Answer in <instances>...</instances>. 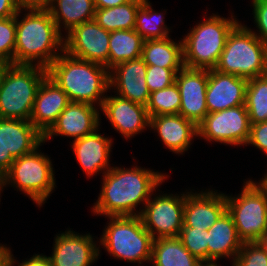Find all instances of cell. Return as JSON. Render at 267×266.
Wrapping results in <instances>:
<instances>
[{
    "label": "cell",
    "instance_id": "1",
    "mask_svg": "<svg viewBox=\"0 0 267 266\" xmlns=\"http://www.w3.org/2000/svg\"><path fill=\"white\" fill-rule=\"evenodd\" d=\"M166 178V174L137 165L130 169L112 167L103 174L102 188L92 212L105 217L137 216V206L145 205Z\"/></svg>",
    "mask_w": 267,
    "mask_h": 266
},
{
    "label": "cell",
    "instance_id": "2",
    "mask_svg": "<svg viewBox=\"0 0 267 266\" xmlns=\"http://www.w3.org/2000/svg\"><path fill=\"white\" fill-rule=\"evenodd\" d=\"M20 13L21 10L16 14L14 65L47 68L64 52L62 32L58 30L48 10H28L21 21Z\"/></svg>",
    "mask_w": 267,
    "mask_h": 266
},
{
    "label": "cell",
    "instance_id": "3",
    "mask_svg": "<svg viewBox=\"0 0 267 266\" xmlns=\"http://www.w3.org/2000/svg\"><path fill=\"white\" fill-rule=\"evenodd\" d=\"M46 69L47 76L67 94L70 102L93 106L98 103L102 107L104 94L110 90L109 70L105 66L74 58L64 51Z\"/></svg>",
    "mask_w": 267,
    "mask_h": 266
},
{
    "label": "cell",
    "instance_id": "4",
    "mask_svg": "<svg viewBox=\"0 0 267 266\" xmlns=\"http://www.w3.org/2000/svg\"><path fill=\"white\" fill-rule=\"evenodd\" d=\"M47 69L37 65L5 64L0 82V118L30 121L37 91Z\"/></svg>",
    "mask_w": 267,
    "mask_h": 266
},
{
    "label": "cell",
    "instance_id": "5",
    "mask_svg": "<svg viewBox=\"0 0 267 266\" xmlns=\"http://www.w3.org/2000/svg\"><path fill=\"white\" fill-rule=\"evenodd\" d=\"M252 31L241 22L232 29L215 70L247 80L267 74V44Z\"/></svg>",
    "mask_w": 267,
    "mask_h": 266
},
{
    "label": "cell",
    "instance_id": "6",
    "mask_svg": "<svg viewBox=\"0 0 267 266\" xmlns=\"http://www.w3.org/2000/svg\"><path fill=\"white\" fill-rule=\"evenodd\" d=\"M192 27L182 39L184 66L198 69H214L225 48L232 29L239 23L234 16L224 18L209 16Z\"/></svg>",
    "mask_w": 267,
    "mask_h": 266
},
{
    "label": "cell",
    "instance_id": "7",
    "mask_svg": "<svg viewBox=\"0 0 267 266\" xmlns=\"http://www.w3.org/2000/svg\"><path fill=\"white\" fill-rule=\"evenodd\" d=\"M100 245L115 259L130 263L150 262L154 238L145 229L140 216L108 217Z\"/></svg>",
    "mask_w": 267,
    "mask_h": 266
},
{
    "label": "cell",
    "instance_id": "8",
    "mask_svg": "<svg viewBox=\"0 0 267 266\" xmlns=\"http://www.w3.org/2000/svg\"><path fill=\"white\" fill-rule=\"evenodd\" d=\"M238 196H226L231 215L243 242L260 241L267 228V183L247 180Z\"/></svg>",
    "mask_w": 267,
    "mask_h": 266
},
{
    "label": "cell",
    "instance_id": "9",
    "mask_svg": "<svg viewBox=\"0 0 267 266\" xmlns=\"http://www.w3.org/2000/svg\"><path fill=\"white\" fill-rule=\"evenodd\" d=\"M38 151L36 148L14 160L1 178V189L11 184L27 194L40 207L55 188L56 179L50 158Z\"/></svg>",
    "mask_w": 267,
    "mask_h": 266
},
{
    "label": "cell",
    "instance_id": "10",
    "mask_svg": "<svg viewBox=\"0 0 267 266\" xmlns=\"http://www.w3.org/2000/svg\"><path fill=\"white\" fill-rule=\"evenodd\" d=\"M185 193L179 196L162 194L148 200L144 208L137 212L145 229L155 239L178 237L182 226Z\"/></svg>",
    "mask_w": 267,
    "mask_h": 266
},
{
    "label": "cell",
    "instance_id": "11",
    "mask_svg": "<svg viewBox=\"0 0 267 266\" xmlns=\"http://www.w3.org/2000/svg\"><path fill=\"white\" fill-rule=\"evenodd\" d=\"M249 115L245 105L208 113L198 125V137L209 142L246 145L250 135Z\"/></svg>",
    "mask_w": 267,
    "mask_h": 266
},
{
    "label": "cell",
    "instance_id": "12",
    "mask_svg": "<svg viewBox=\"0 0 267 266\" xmlns=\"http://www.w3.org/2000/svg\"><path fill=\"white\" fill-rule=\"evenodd\" d=\"M110 32L94 20L75 26L64 38V51L77 59L94 62L108 69Z\"/></svg>",
    "mask_w": 267,
    "mask_h": 266
},
{
    "label": "cell",
    "instance_id": "13",
    "mask_svg": "<svg viewBox=\"0 0 267 266\" xmlns=\"http://www.w3.org/2000/svg\"><path fill=\"white\" fill-rule=\"evenodd\" d=\"M175 82L181 96L179 114L198 126L208 114L206 105L208 69L184 66L176 74Z\"/></svg>",
    "mask_w": 267,
    "mask_h": 266
},
{
    "label": "cell",
    "instance_id": "14",
    "mask_svg": "<svg viewBox=\"0 0 267 266\" xmlns=\"http://www.w3.org/2000/svg\"><path fill=\"white\" fill-rule=\"evenodd\" d=\"M54 239L53 252L49 256L52 266H90L99 258L100 246L90 233L81 235L66 230Z\"/></svg>",
    "mask_w": 267,
    "mask_h": 266
},
{
    "label": "cell",
    "instance_id": "15",
    "mask_svg": "<svg viewBox=\"0 0 267 266\" xmlns=\"http://www.w3.org/2000/svg\"><path fill=\"white\" fill-rule=\"evenodd\" d=\"M113 128L130 139L150 125L146 106L120 96L105 97L101 109Z\"/></svg>",
    "mask_w": 267,
    "mask_h": 266
},
{
    "label": "cell",
    "instance_id": "16",
    "mask_svg": "<svg viewBox=\"0 0 267 266\" xmlns=\"http://www.w3.org/2000/svg\"><path fill=\"white\" fill-rule=\"evenodd\" d=\"M247 84L245 78L209 69L206 89L208 113L245 105Z\"/></svg>",
    "mask_w": 267,
    "mask_h": 266
},
{
    "label": "cell",
    "instance_id": "17",
    "mask_svg": "<svg viewBox=\"0 0 267 266\" xmlns=\"http://www.w3.org/2000/svg\"><path fill=\"white\" fill-rule=\"evenodd\" d=\"M146 71L142 58L119 63L109 70L110 89L117 91L115 95L146 106L150 96Z\"/></svg>",
    "mask_w": 267,
    "mask_h": 266
},
{
    "label": "cell",
    "instance_id": "18",
    "mask_svg": "<svg viewBox=\"0 0 267 266\" xmlns=\"http://www.w3.org/2000/svg\"><path fill=\"white\" fill-rule=\"evenodd\" d=\"M97 109L91 104L70 102L44 135V142L54 135L73 137L76 140L99 129L101 119Z\"/></svg>",
    "mask_w": 267,
    "mask_h": 266
},
{
    "label": "cell",
    "instance_id": "19",
    "mask_svg": "<svg viewBox=\"0 0 267 266\" xmlns=\"http://www.w3.org/2000/svg\"><path fill=\"white\" fill-rule=\"evenodd\" d=\"M227 210L224 193L208 190L200 193H185V206L182 227L208 230Z\"/></svg>",
    "mask_w": 267,
    "mask_h": 266
},
{
    "label": "cell",
    "instance_id": "20",
    "mask_svg": "<svg viewBox=\"0 0 267 266\" xmlns=\"http://www.w3.org/2000/svg\"><path fill=\"white\" fill-rule=\"evenodd\" d=\"M69 103L67 94L46 76L37 91L30 122L45 135Z\"/></svg>",
    "mask_w": 267,
    "mask_h": 266
},
{
    "label": "cell",
    "instance_id": "21",
    "mask_svg": "<svg viewBox=\"0 0 267 266\" xmlns=\"http://www.w3.org/2000/svg\"><path fill=\"white\" fill-rule=\"evenodd\" d=\"M98 131L97 129L88 135L76 139L71 144L80 167H82L83 172L88 177L96 173L99 174L102 170L104 174L112 168L109 166V158L113 141L111 138L96 133Z\"/></svg>",
    "mask_w": 267,
    "mask_h": 266
},
{
    "label": "cell",
    "instance_id": "22",
    "mask_svg": "<svg viewBox=\"0 0 267 266\" xmlns=\"http://www.w3.org/2000/svg\"><path fill=\"white\" fill-rule=\"evenodd\" d=\"M149 128L158 132L164 145L176 154L188 151L193 137H198V126L180 114L150 117Z\"/></svg>",
    "mask_w": 267,
    "mask_h": 266
},
{
    "label": "cell",
    "instance_id": "23",
    "mask_svg": "<svg viewBox=\"0 0 267 266\" xmlns=\"http://www.w3.org/2000/svg\"><path fill=\"white\" fill-rule=\"evenodd\" d=\"M242 245L233 219L226 210L208 229V263L224 257L234 260Z\"/></svg>",
    "mask_w": 267,
    "mask_h": 266
},
{
    "label": "cell",
    "instance_id": "24",
    "mask_svg": "<svg viewBox=\"0 0 267 266\" xmlns=\"http://www.w3.org/2000/svg\"><path fill=\"white\" fill-rule=\"evenodd\" d=\"M3 142L4 151L16 159L39 148L44 135L30 121L3 119Z\"/></svg>",
    "mask_w": 267,
    "mask_h": 266
},
{
    "label": "cell",
    "instance_id": "25",
    "mask_svg": "<svg viewBox=\"0 0 267 266\" xmlns=\"http://www.w3.org/2000/svg\"><path fill=\"white\" fill-rule=\"evenodd\" d=\"M141 58L147 65L171 69L177 74L184 67L182 40L176 43L169 36L145 40Z\"/></svg>",
    "mask_w": 267,
    "mask_h": 266
},
{
    "label": "cell",
    "instance_id": "26",
    "mask_svg": "<svg viewBox=\"0 0 267 266\" xmlns=\"http://www.w3.org/2000/svg\"><path fill=\"white\" fill-rule=\"evenodd\" d=\"M48 11L58 30L61 32L63 25L68 33L75 26L94 20L96 8L94 0H53Z\"/></svg>",
    "mask_w": 267,
    "mask_h": 266
},
{
    "label": "cell",
    "instance_id": "27",
    "mask_svg": "<svg viewBox=\"0 0 267 266\" xmlns=\"http://www.w3.org/2000/svg\"><path fill=\"white\" fill-rule=\"evenodd\" d=\"M153 266H201L178 237L158 238L153 241L151 261Z\"/></svg>",
    "mask_w": 267,
    "mask_h": 266
},
{
    "label": "cell",
    "instance_id": "28",
    "mask_svg": "<svg viewBox=\"0 0 267 266\" xmlns=\"http://www.w3.org/2000/svg\"><path fill=\"white\" fill-rule=\"evenodd\" d=\"M144 41L135 29L110 32L108 70L119 63L141 58Z\"/></svg>",
    "mask_w": 267,
    "mask_h": 266
},
{
    "label": "cell",
    "instance_id": "29",
    "mask_svg": "<svg viewBox=\"0 0 267 266\" xmlns=\"http://www.w3.org/2000/svg\"><path fill=\"white\" fill-rule=\"evenodd\" d=\"M143 0H131L112 8L96 9L94 21L106 31L135 28L136 14Z\"/></svg>",
    "mask_w": 267,
    "mask_h": 266
},
{
    "label": "cell",
    "instance_id": "30",
    "mask_svg": "<svg viewBox=\"0 0 267 266\" xmlns=\"http://www.w3.org/2000/svg\"><path fill=\"white\" fill-rule=\"evenodd\" d=\"M149 0H143L136 14V32L144 40L165 39L169 28L165 25L162 13L154 11Z\"/></svg>",
    "mask_w": 267,
    "mask_h": 266
},
{
    "label": "cell",
    "instance_id": "31",
    "mask_svg": "<svg viewBox=\"0 0 267 266\" xmlns=\"http://www.w3.org/2000/svg\"><path fill=\"white\" fill-rule=\"evenodd\" d=\"M245 107L250 124L267 121V74L248 80Z\"/></svg>",
    "mask_w": 267,
    "mask_h": 266
},
{
    "label": "cell",
    "instance_id": "32",
    "mask_svg": "<svg viewBox=\"0 0 267 266\" xmlns=\"http://www.w3.org/2000/svg\"><path fill=\"white\" fill-rule=\"evenodd\" d=\"M181 96L176 82L170 86L150 93L146 109L149 117L179 114Z\"/></svg>",
    "mask_w": 267,
    "mask_h": 266
},
{
    "label": "cell",
    "instance_id": "33",
    "mask_svg": "<svg viewBox=\"0 0 267 266\" xmlns=\"http://www.w3.org/2000/svg\"><path fill=\"white\" fill-rule=\"evenodd\" d=\"M178 238L192 255L201 262L208 263V230L182 227Z\"/></svg>",
    "mask_w": 267,
    "mask_h": 266
},
{
    "label": "cell",
    "instance_id": "34",
    "mask_svg": "<svg viewBox=\"0 0 267 266\" xmlns=\"http://www.w3.org/2000/svg\"><path fill=\"white\" fill-rule=\"evenodd\" d=\"M16 15L0 18V63L14 64Z\"/></svg>",
    "mask_w": 267,
    "mask_h": 266
},
{
    "label": "cell",
    "instance_id": "35",
    "mask_svg": "<svg viewBox=\"0 0 267 266\" xmlns=\"http://www.w3.org/2000/svg\"><path fill=\"white\" fill-rule=\"evenodd\" d=\"M232 266H267V253L259 241L243 242Z\"/></svg>",
    "mask_w": 267,
    "mask_h": 266
},
{
    "label": "cell",
    "instance_id": "36",
    "mask_svg": "<svg viewBox=\"0 0 267 266\" xmlns=\"http://www.w3.org/2000/svg\"><path fill=\"white\" fill-rule=\"evenodd\" d=\"M176 74L171 69L147 65L146 83L150 93L164 89L175 82Z\"/></svg>",
    "mask_w": 267,
    "mask_h": 266
},
{
    "label": "cell",
    "instance_id": "37",
    "mask_svg": "<svg viewBox=\"0 0 267 266\" xmlns=\"http://www.w3.org/2000/svg\"><path fill=\"white\" fill-rule=\"evenodd\" d=\"M253 3V16L258 32L254 34L261 39V41L267 44V0H252Z\"/></svg>",
    "mask_w": 267,
    "mask_h": 266
},
{
    "label": "cell",
    "instance_id": "38",
    "mask_svg": "<svg viewBox=\"0 0 267 266\" xmlns=\"http://www.w3.org/2000/svg\"><path fill=\"white\" fill-rule=\"evenodd\" d=\"M250 144L264 153L267 151V121L250 125V135L246 145Z\"/></svg>",
    "mask_w": 267,
    "mask_h": 266
},
{
    "label": "cell",
    "instance_id": "39",
    "mask_svg": "<svg viewBox=\"0 0 267 266\" xmlns=\"http://www.w3.org/2000/svg\"><path fill=\"white\" fill-rule=\"evenodd\" d=\"M14 160L10 153L4 151L3 118H0V178L9 170Z\"/></svg>",
    "mask_w": 267,
    "mask_h": 266
},
{
    "label": "cell",
    "instance_id": "40",
    "mask_svg": "<svg viewBox=\"0 0 267 266\" xmlns=\"http://www.w3.org/2000/svg\"><path fill=\"white\" fill-rule=\"evenodd\" d=\"M53 0H15L19 10H48Z\"/></svg>",
    "mask_w": 267,
    "mask_h": 266
},
{
    "label": "cell",
    "instance_id": "41",
    "mask_svg": "<svg viewBox=\"0 0 267 266\" xmlns=\"http://www.w3.org/2000/svg\"><path fill=\"white\" fill-rule=\"evenodd\" d=\"M18 11L15 0H0V18L15 16Z\"/></svg>",
    "mask_w": 267,
    "mask_h": 266
},
{
    "label": "cell",
    "instance_id": "42",
    "mask_svg": "<svg viewBox=\"0 0 267 266\" xmlns=\"http://www.w3.org/2000/svg\"><path fill=\"white\" fill-rule=\"evenodd\" d=\"M18 266H52L49 256L35 254L30 259L24 260Z\"/></svg>",
    "mask_w": 267,
    "mask_h": 266
},
{
    "label": "cell",
    "instance_id": "43",
    "mask_svg": "<svg viewBox=\"0 0 267 266\" xmlns=\"http://www.w3.org/2000/svg\"><path fill=\"white\" fill-rule=\"evenodd\" d=\"M13 257L10 247L0 244V266H13L16 263Z\"/></svg>",
    "mask_w": 267,
    "mask_h": 266
},
{
    "label": "cell",
    "instance_id": "44",
    "mask_svg": "<svg viewBox=\"0 0 267 266\" xmlns=\"http://www.w3.org/2000/svg\"><path fill=\"white\" fill-rule=\"evenodd\" d=\"M129 1L131 0H94V4L96 9H104L122 5Z\"/></svg>",
    "mask_w": 267,
    "mask_h": 266
},
{
    "label": "cell",
    "instance_id": "45",
    "mask_svg": "<svg viewBox=\"0 0 267 266\" xmlns=\"http://www.w3.org/2000/svg\"><path fill=\"white\" fill-rule=\"evenodd\" d=\"M5 71V63H0V82Z\"/></svg>",
    "mask_w": 267,
    "mask_h": 266
},
{
    "label": "cell",
    "instance_id": "46",
    "mask_svg": "<svg viewBox=\"0 0 267 266\" xmlns=\"http://www.w3.org/2000/svg\"><path fill=\"white\" fill-rule=\"evenodd\" d=\"M259 242L263 245L267 253V240H260Z\"/></svg>",
    "mask_w": 267,
    "mask_h": 266
},
{
    "label": "cell",
    "instance_id": "47",
    "mask_svg": "<svg viewBox=\"0 0 267 266\" xmlns=\"http://www.w3.org/2000/svg\"><path fill=\"white\" fill-rule=\"evenodd\" d=\"M201 266H219L217 263H203Z\"/></svg>",
    "mask_w": 267,
    "mask_h": 266
},
{
    "label": "cell",
    "instance_id": "48",
    "mask_svg": "<svg viewBox=\"0 0 267 266\" xmlns=\"http://www.w3.org/2000/svg\"><path fill=\"white\" fill-rule=\"evenodd\" d=\"M265 154L267 155V151L265 152ZM260 182L267 183V174L264 175V178H262V180Z\"/></svg>",
    "mask_w": 267,
    "mask_h": 266
},
{
    "label": "cell",
    "instance_id": "49",
    "mask_svg": "<svg viewBox=\"0 0 267 266\" xmlns=\"http://www.w3.org/2000/svg\"><path fill=\"white\" fill-rule=\"evenodd\" d=\"M261 240H267V228H266V231H265V235L263 236V238Z\"/></svg>",
    "mask_w": 267,
    "mask_h": 266
},
{
    "label": "cell",
    "instance_id": "50",
    "mask_svg": "<svg viewBox=\"0 0 267 266\" xmlns=\"http://www.w3.org/2000/svg\"><path fill=\"white\" fill-rule=\"evenodd\" d=\"M1 191H2V189H1V178H0V194H1ZM1 199V198H0Z\"/></svg>",
    "mask_w": 267,
    "mask_h": 266
}]
</instances>
